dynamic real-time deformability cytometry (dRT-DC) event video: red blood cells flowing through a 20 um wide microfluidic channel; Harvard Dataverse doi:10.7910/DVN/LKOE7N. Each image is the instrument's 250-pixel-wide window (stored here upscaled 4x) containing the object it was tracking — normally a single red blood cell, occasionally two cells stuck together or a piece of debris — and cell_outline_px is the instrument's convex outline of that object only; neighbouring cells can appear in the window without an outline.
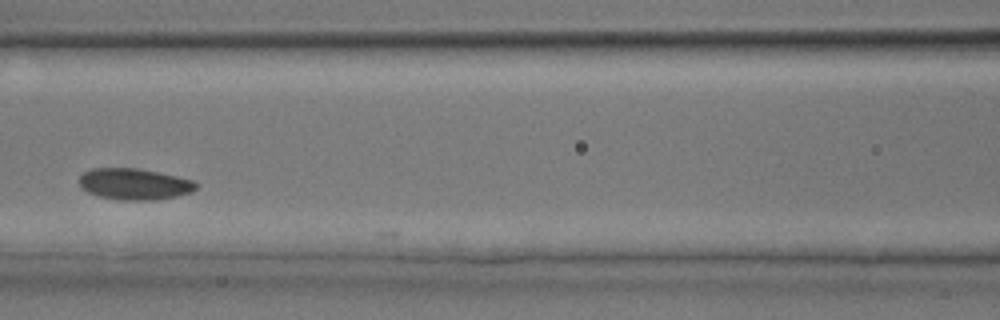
{"species": "common noctule bat (a hibernating species)", "species_latin": "Nyctalus noctula", "temperature_condition": "room temperature", "stored_images_in_passage": 31, "camera_frame_rate_fps": 3000, "um_per_image_px": 0.085, "animal": {"sex": "male", "body_mass_g": 17.9, "forearm_length_mm": 54.2}, "frame": {"image": 1, "passage_image": 14, "time_ms": 4.333, "image_size_px": [1000, 320], "cell_outline_px": [[200, 184], [192, 192], [176, 196], [156, 200], [116, 200], [100, 196], [88, 192], [80, 188], [80, 176], [84, 172], [92, 168], [136, 168], [176, 176], [192, 180]], "centroid_in_image_um": [11.42, 15.65], "position_along_channel_um": 155.2, "area_um2": 21.33}}